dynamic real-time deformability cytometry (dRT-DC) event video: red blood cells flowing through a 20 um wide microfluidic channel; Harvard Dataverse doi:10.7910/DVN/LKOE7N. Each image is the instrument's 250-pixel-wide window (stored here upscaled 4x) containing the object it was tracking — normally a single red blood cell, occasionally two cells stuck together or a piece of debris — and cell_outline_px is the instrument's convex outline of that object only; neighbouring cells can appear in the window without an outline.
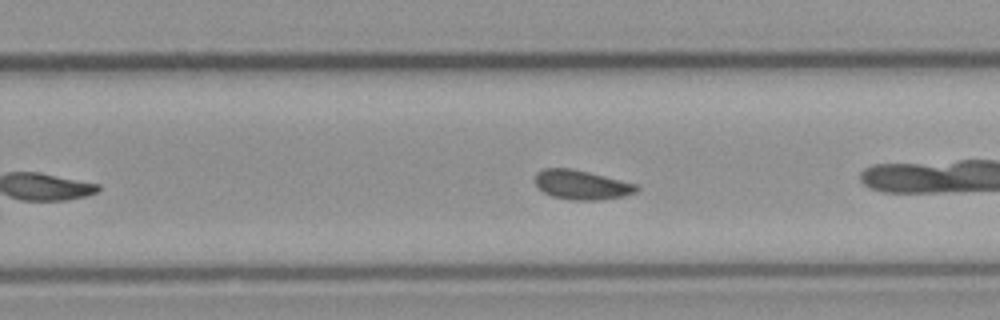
{"species": "common noctule bat (a hibernating species)", "species_latin": "Nyctalus noctula", "temperature_condition": "cold", "stored_images_in_passage": 38, "camera_frame_rate_fps": 3000, "um_per_image_px": 0.085, "animal": {"sex": "male", "body_mass_g": 23.1, "forearm_length_mm": 52.7}, "frame": {"image": 1, "passage_image": 17, "time_ms": 5.333, "image_size_px": [1000, 320], "cell_outline_px": [[640, 188], [636, 192], [624, 196], [600, 200], [572, 200], [552, 196], [544, 192], [536, 184], [536, 172], [544, 168], [572, 168], [636, 184]], "centroid_in_image_um": [49.44, 15.71], "position_along_channel_um": 280.4, "area_um2": 17.22}, "authors_computed_cell_mechanics": {"area_um2": 17.1377, "velocity_mm_per_s": 3.7251, "shape_relaxation_time_tau1_ms": 3.3986, "shape_relaxation_time_tau2_ms": 2.0535, "deformation_change_tau1": 0.0705, "deformation_change_tau2": 0.0438}}